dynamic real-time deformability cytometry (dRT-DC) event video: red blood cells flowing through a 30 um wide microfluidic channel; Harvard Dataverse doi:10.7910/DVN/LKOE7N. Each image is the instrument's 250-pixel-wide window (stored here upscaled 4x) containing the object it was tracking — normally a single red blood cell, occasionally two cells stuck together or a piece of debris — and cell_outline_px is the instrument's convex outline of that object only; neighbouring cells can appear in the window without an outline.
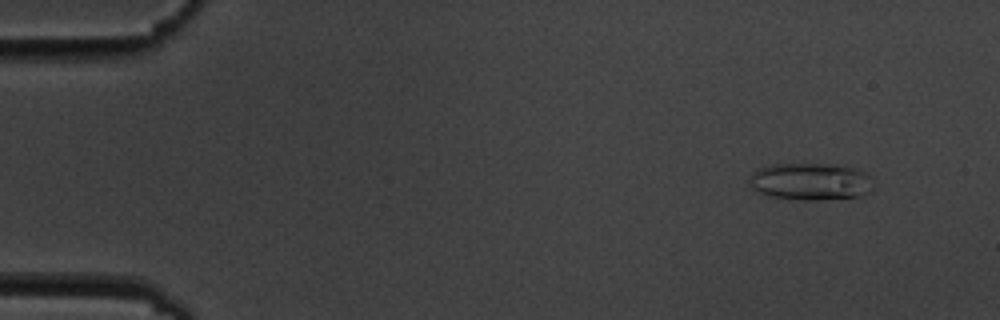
{"species": "common noctule bat (a hibernating species)", "species_latin": "Nyctalus noctula", "temperature_condition": "cold", "stored_images_in_passage": 6, "camera_frame_rate_fps": 3000, "um_per_image_px": 0.085, "animal": {"sex": "male", "body_mass_g": 19.5, "forearm_length_mm": 54.6}, "frame": {"image": 1, "passage_image": 2, "time_ms": 1.333, "image_size_px": [1000, 320], "cell_outline_px": [[872, 192], [860, 196], [816, 200], [804, 200], [768, 196], [752, 192], [748, 184], [752, 172], [760, 168], [772, 164], [848, 164], [864, 172], [868, 176], [872, 188]], "centroid_in_image_um": [68.85, 15.43], "position_along_channel_um": 16.1, "area_um2": 27.34}}